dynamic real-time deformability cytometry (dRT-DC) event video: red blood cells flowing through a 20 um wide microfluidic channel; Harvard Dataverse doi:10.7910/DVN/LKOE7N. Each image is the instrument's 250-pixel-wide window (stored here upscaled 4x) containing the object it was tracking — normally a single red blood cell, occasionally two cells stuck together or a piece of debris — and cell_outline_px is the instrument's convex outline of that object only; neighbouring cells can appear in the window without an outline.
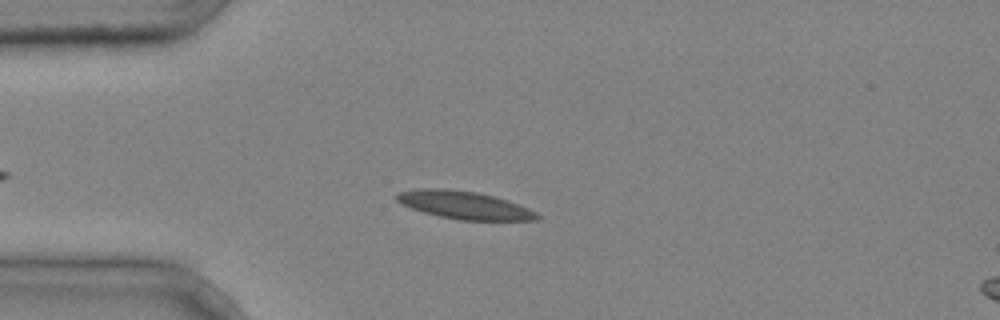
{"species": "common noctule bat (a hibernating species)", "species_latin": "Nyctalus noctula", "temperature_condition": "cold", "stored_images_in_passage": 4, "segment_of_instrument_passage": [1, 2], "camera_frame_rate_fps": 3000, "um_per_image_px": 0.085, "animal": {"sex": "male", "body_mass_g": 20.4}, "frame": {"image": 1, "passage_image": 3, "time_ms": 0.667, "image_size_px": [1000, 320], "cell_outline_px": [[540, 220], [460, 220], [440, 216], [424, 212], [400, 204], [396, 200], [396, 192], [416, 188], [444, 188], [476, 192], [496, 196], [508, 200], [528, 208], [536, 212], [540, 216]], "centroid_in_image_um": [39.44, 17.42], "position_along_channel_um": 45.6, "area_um2": 22.89}}